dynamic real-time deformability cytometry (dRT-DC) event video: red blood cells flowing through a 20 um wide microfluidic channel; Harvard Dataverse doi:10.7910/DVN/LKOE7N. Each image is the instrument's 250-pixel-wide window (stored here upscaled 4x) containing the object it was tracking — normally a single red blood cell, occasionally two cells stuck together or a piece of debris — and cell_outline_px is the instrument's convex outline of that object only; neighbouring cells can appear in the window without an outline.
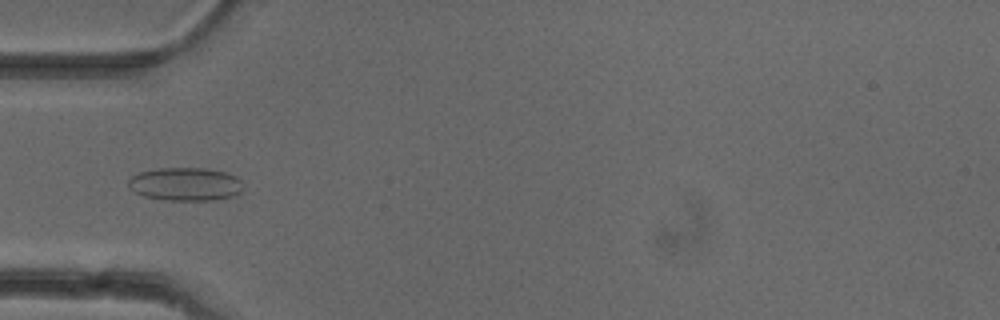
{"species": "common noctule bat (a hibernating species)", "species_latin": "Nyctalus noctula", "temperature_condition": "cold", "stored_images_in_passage": 52, "camera_frame_rate_fps": 3000, "um_per_image_px": 0.085, "animal": {"sex": "female"}, "frame": {"image": 1, "passage_image": 17, "time_ms": 5.333, "image_size_px": [1000, 320], "cell_outline_px": [[244, 184], [240, 192], [232, 196], [212, 200], [164, 200], [144, 196], [128, 188], [128, 180], [132, 176], [140, 172], [156, 168], [208, 168], [224, 172], [236, 176]], "centroid_in_image_um": [15.75, 15.64], "position_along_channel_um": 69.3, "area_um2": 22.31}}
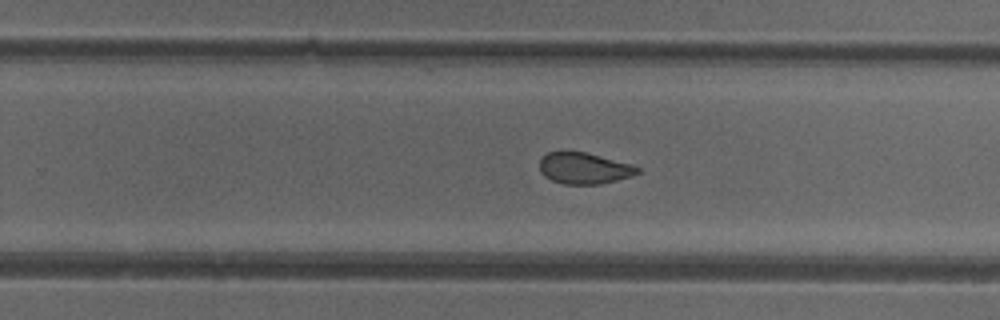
{"frame": {"image": 2, "passage_image": 33, "time_ms": 10.667, "image_size_px": [1000, 320], "cell_outline_px": [[640, 172], [632, 176], [600, 184], [564, 184], [552, 180], [544, 176], [540, 172], [540, 160], [548, 152], [584, 152], [632, 164], [640, 168]], "centroid_in_image_um": [49.66, 14.31], "position_along_channel_um": 280.1, "area_um2": 17.69}}
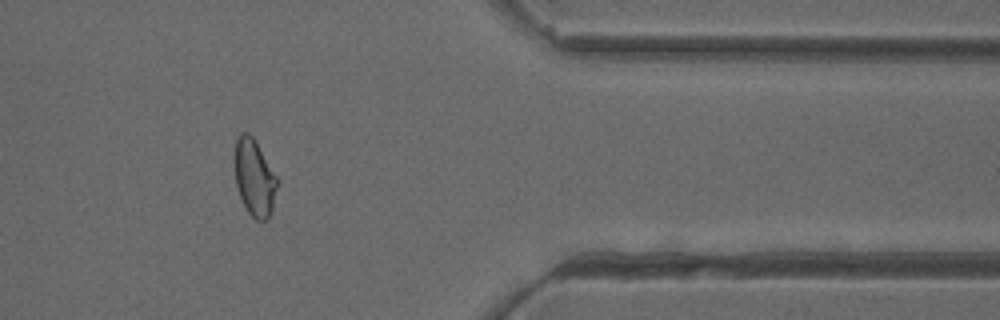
{"frame": {"image": 3, "passage_image": 43, "time_ms": 14.0, "image_size_px": [1000, 320], "cell_outline_px": [[280, 180], [272, 208], [268, 216], [264, 220], [256, 220], [248, 212], [240, 196], [236, 184], [236, 140], [240, 132], [248, 132], [252, 136]], "centroid_in_image_um": [21.66, 15.1], "position_along_channel_um": 389.7, "area_um2": 18.73}, "authors_computed_cell_mechanics": {"area_um2": 19.941, "velocity_mm_per_s": 3.9437, "shape_relaxation_time_tau1_ms": null, "shape_relaxation_time_tau2_ms": 1.4305, "deformation_change_tau1": null, "deformation_change_tau2": 0.0622}}